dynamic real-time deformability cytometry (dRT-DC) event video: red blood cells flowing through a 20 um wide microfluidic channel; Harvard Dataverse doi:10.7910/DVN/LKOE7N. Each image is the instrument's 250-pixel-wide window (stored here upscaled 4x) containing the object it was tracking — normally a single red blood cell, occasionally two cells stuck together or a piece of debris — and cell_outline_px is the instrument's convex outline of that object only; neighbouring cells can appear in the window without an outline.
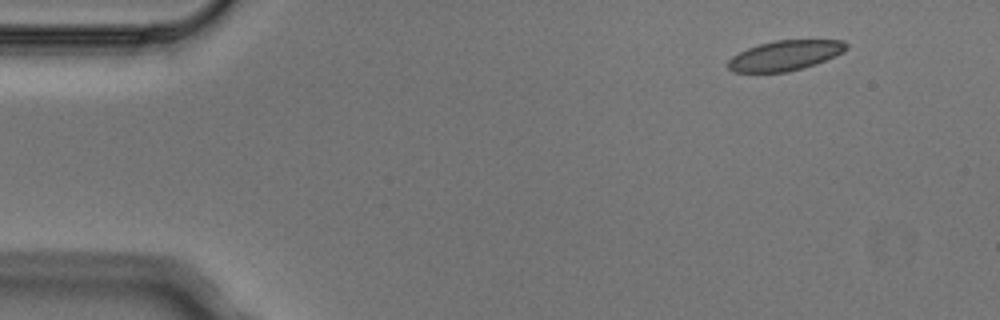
{"species": "Egyptian fruit bat (a non-hibernating species)", "species_latin": "Rousettus aegyptiacus", "temperature_condition": "cold", "stored_images_in_passage": 6, "camera_frame_rate_fps": 3000, "um_per_image_px": 0.085, "animal": {"sex": "male"}, "frame": {"image": 1, "passage_image": 1, "time_ms": 0.0, "image_size_px": [1000, 320], "cell_outline_px": [[848, 48], [844, 52], [836, 56], [816, 64], [788, 72], [732, 72], [728, 68], [728, 60], [732, 56], [748, 48], [760, 44], [776, 40], [844, 40], [848, 44]], "centroid_in_image_um": [66.76, 4.72], "position_along_channel_um": 18.2, "area_um2": 20.75}}
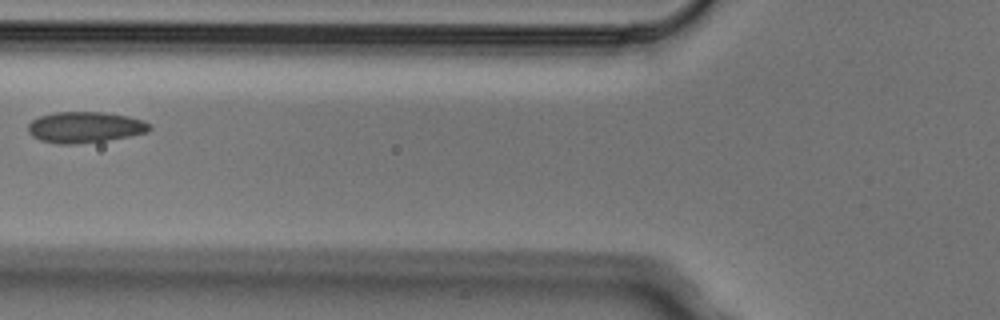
{"frame": {"image": 2, "passage_image": 5, "time_ms": 1.333, "image_size_px": [1000, 320], "cell_outline_px": [[152, 128], [148, 132], [108, 140], [76, 144], [56, 144], [40, 140], [32, 136], [28, 132], [28, 124], [32, 120], [40, 116], [56, 112], [104, 112], [128, 116], [144, 120], [152, 124]], "centroid_in_image_um": [7.24, 10.81], "position_along_channel_um": 118.6, "area_um2": 22.14}}
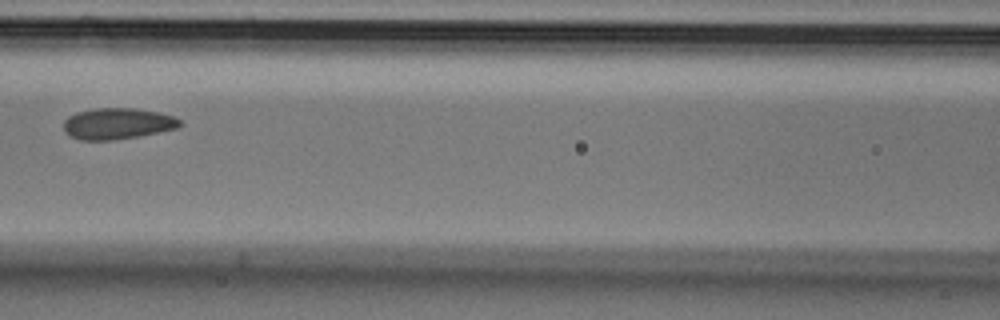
{"frame": {"image": 3, "passage_image": 6, "time_ms": 1.667, "image_size_px": [1000, 320], "cell_outline_px": [[184, 124], [176, 128], [140, 136], [116, 140], [80, 140], [68, 136], [64, 132], [64, 120], [68, 116], [76, 112], [96, 108], [136, 108], [160, 112], [172, 116], [180, 120]], "centroid_in_image_um": [9.96, 10.51], "position_along_channel_um": 156.6, "area_um2": 21.39}}